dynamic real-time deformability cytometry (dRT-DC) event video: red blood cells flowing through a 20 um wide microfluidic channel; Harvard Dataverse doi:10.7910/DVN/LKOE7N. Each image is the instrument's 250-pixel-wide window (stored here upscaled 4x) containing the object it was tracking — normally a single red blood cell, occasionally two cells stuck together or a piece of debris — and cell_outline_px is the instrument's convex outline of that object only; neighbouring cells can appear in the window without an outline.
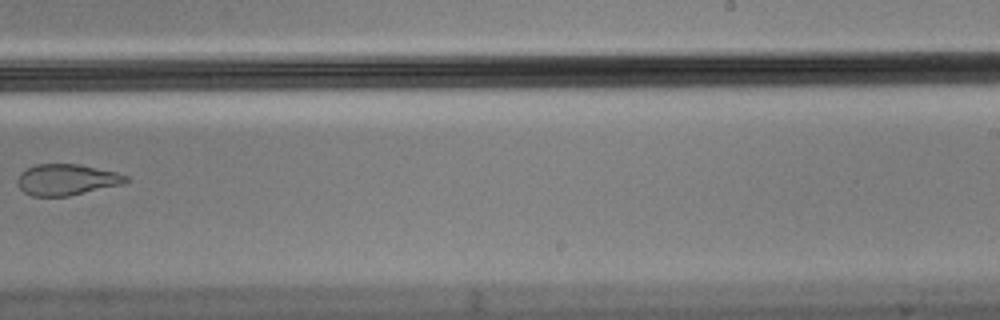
{"species": "Egyptian fruit bat (a non-hibernating species)", "species_latin": "Rousettus aegyptiacus", "temperature_condition": "cold", "stored_images_in_passage": 16, "segment_of_instrument_passage": [1, 2], "camera_frame_rate_fps": 3000, "um_per_image_px": 0.085, "animal": {"sex": "male"}, "frame": {"image": 1, "passage_image": 10, "time_ms": 3.0, "image_size_px": [1000, 320], "cell_outline_px": [[128, 180], [120, 184], [68, 196], [32, 196], [24, 192], [16, 184], [16, 180], [20, 172], [36, 164], [80, 164], [116, 172], [128, 176]], "centroid_in_image_um": [5.6, 15.26], "position_along_channel_um": 283.4, "area_um2": 19.54}}